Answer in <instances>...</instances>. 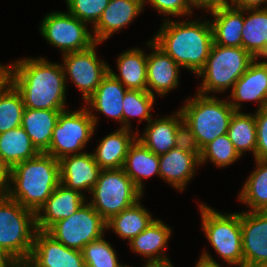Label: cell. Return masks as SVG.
I'll return each mask as SVG.
<instances>
[{"mask_svg":"<svg viewBox=\"0 0 267 267\" xmlns=\"http://www.w3.org/2000/svg\"><path fill=\"white\" fill-rule=\"evenodd\" d=\"M136 139L156 155H162L177 147L185 140L184 125L181 112L178 110L170 116L151 120L142 136Z\"/></svg>","mask_w":267,"mask_h":267,"instance_id":"16","label":"cell"},{"mask_svg":"<svg viewBox=\"0 0 267 267\" xmlns=\"http://www.w3.org/2000/svg\"><path fill=\"white\" fill-rule=\"evenodd\" d=\"M132 129L119 128L101 139L92 152L94 160L101 169L123 168L130 145L135 141L137 133Z\"/></svg>","mask_w":267,"mask_h":267,"instance_id":"24","label":"cell"},{"mask_svg":"<svg viewBox=\"0 0 267 267\" xmlns=\"http://www.w3.org/2000/svg\"><path fill=\"white\" fill-rule=\"evenodd\" d=\"M14 63L10 65L0 64V95L13 85Z\"/></svg>","mask_w":267,"mask_h":267,"instance_id":"42","label":"cell"},{"mask_svg":"<svg viewBox=\"0 0 267 267\" xmlns=\"http://www.w3.org/2000/svg\"><path fill=\"white\" fill-rule=\"evenodd\" d=\"M230 2V3H229ZM222 4L240 9L267 8V0H223ZM264 5V6H263ZM262 6V7H260Z\"/></svg>","mask_w":267,"mask_h":267,"instance_id":"41","label":"cell"},{"mask_svg":"<svg viewBox=\"0 0 267 267\" xmlns=\"http://www.w3.org/2000/svg\"><path fill=\"white\" fill-rule=\"evenodd\" d=\"M151 267H174L170 260L161 262H152Z\"/></svg>","mask_w":267,"mask_h":267,"instance_id":"47","label":"cell"},{"mask_svg":"<svg viewBox=\"0 0 267 267\" xmlns=\"http://www.w3.org/2000/svg\"><path fill=\"white\" fill-rule=\"evenodd\" d=\"M10 182V168L0 157V194H6Z\"/></svg>","mask_w":267,"mask_h":267,"instance_id":"43","label":"cell"},{"mask_svg":"<svg viewBox=\"0 0 267 267\" xmlns=\"http://www.w3.org/2000/svg\"><path fill=\"white\" fill-rule=\"evenodd\" d=\"M144 6L147 2L161 15L186 16L192 15L193 7L187 0H143Z\"/></svg>","mask_w":267,"mask_h":267,"instance_id":"39","label":"cell"},{"mask_svg":"<svg viewBox=\"0 0 267 267\" xmlns=\"http://www.w3.org/2000/svg\"><path fill=\"white\" fill-rule=\"evenodd\" d=\"M194 267H222L220 266L214 259L213 256L210 255V253L203 251V253L200 256V259L196 263Z\"/></svg>","mask_w":267,"mask_h":267,"instance_id":"45","label":"cell"},{"mask_svg":"<svg viewBox=\"0 0 267 267\" xmlns=\"http://www.w3.org/2000/svg\"><path fill=\"white\" fill-rule=\"evenodd\" d=\"M146 44L152 48L147 54V91L164 96L179 85L180 66L152 40Z\"/></svg>","mask_w":267,"mask_h":267,"instance_id":"18","label":"cell"},{"mask_svg":"<svg viewBox=\"0 0 267 267\" xmlns=\"http://www.w3.org/2000/svg\"><path fill=\"white\" fill-rule=\"evenodd\" d=\"M39 153L21 126L0 134V157L9 168Z\"/></svg>","mask_w":267,"mask_h":267,"instance_id":"31","label":"cell"},{"mask_svg":"<svg viewBox=\"0 0 267 267\" xmlns=\"http://www.w3.org/2000/svg\"><path fill=\"white\" fill-rule=\"evenodd\" d=\"M242 48L255 59H267V8L245 9ZM249 13V14H248Z\"/></svg>","mask_w":267,"mask_h":267,"instance_id":"29","label":"cell"},{"mask_svg":"<svg viewBox=\"0 0 267 267\" xmlns=\"http://www.w3.org/2000/svg\"><path fill=\"white\" fill-rule=\"evenodd\" d=\"M155 95L148 91L128 89L123 98V128L130 129V118L139 117V122L146 120L147 124L152 120Z\"/></svg>","mask_w":267,"mask_h":267,"instance_id":"34","label":"cell"},{"mask_svg":"<svg viewBox=\"0 0 267 267\" xmlns=\"http://www.w3.org/2000/svg\"><path fill=\"white\" fill-rule=\"evenodd\" d=\"M63 110L24 109L21 127L30 137L32 144L40 153L50 146L54 127Z\"/></svg>","mask_w":267,"mask_h":267,"instance_id":"26","label":"cell"},{"mask_svg":"<svg viewBox=\"0 0 267 267\" xmlns=\"http://www.w3.org/2000/svg\"><path fill=\"white\" fill-rule=\"evenodd\" d=\"M258 60L254 59L249 64L232 87V101L229 99L228 102L235 111H240L242 101L258 102V110L267 107V61Z\"/></svg>","mask_w":267,"mask_h":267,"instance_id":"17","label":"cell"},{"mask_svg":"<svg viewBox=\"0 0 267 267\" xmlns=\"http://www.w3.org/2000/svg\"><path fill=\"white\" fill-rule=\"evenodd\" d=\"M39 29L47 43L60 49L62 54L83 51L96 43L87 23L68 11L48 13Z\"/></svg>","mask_w":267,"mask_h":267,"instance_id":"11","label":"cell"},{"mask_svg":"<svg viewBox=\"0 0 267 267\" xmlns=\"http://www.w3.org/2000/svg\"><path fill=\"white\" fill-rule=\"evenodd\" d=\"M213 16L210 21L213 33V44L231 47H242V28L244 9L220 4L208 10Z\"/></svg>","mask_w":267,"mask_h":267,"instance_id":"22","label":"cell"},{"mask_svg":"<svg viewBox=\"0 0 267 267\" xmlns=\"http://www.w3.org/2000/svg\"><path fill=\"white\" fill-rule=\"evenodd\" d=\"M95 43L90 48L63 54L62 66L67 77L82 92V98L86 101L101 83V80L109 72V65L97 57Z\"/></svg>","mask_w":267,"mask_h":267,"instance_id":"12","label":"cell"},{"mask_svg":"<svg viewBox=\"0 0 267 267\" xmlns=\"http://www.w3.org/2000/svg\"><path fill=\"white\" fill-rule=\"evenodd\" d=\"M172 230L159 219H154L147 228L129 241L130 249L147 258V262L169 260L164 250L171 237ZM164 252V253H163Z\"/></svg>","mask_w":267,"mask_h":267,"instance_id":"25","label":"cell"},{"mask_svg":"<svg viewBox=\"0 0 267 267\" xmlns=\"http://www.w3.org/2000/svg\"><path fill=\"white\" fill-rule=\"evenodd\" d=\"M25 105L14 85L0 95V134L21 126Z\"/></svg>","mask_w":267,"mask_h":267,"instance_id":"35","label":"cell"},{"mask_svg":"<svg viewBox=\"0 0 267 267\" xmlns=\"http://www.w3.org/2000/svg\"><path fill=\"white\" fill-rule=\"evenodd\" d=\"M28 260L34 267H85L82 251L68 248L39 230Z\"/></svg>","mask_w":267,"mask_h":267,"instance_id":"15","label":"cell"},{"mask_svg":"<svg viewBox=\"0 0 267 267\" xmlns=\"http://www.w3.org/2000/svg\"><path fill=\"white\" fill-rule=\"evenodd\" d=\"M164 19L151 39L181 68L197 75L204 67L213 44L210 20L169 21Z\"/></svg>","mask_w":267,"mask_h":267,"instance_id":"2","label":"cell"},{"mask_svg":"<svg viewBox=\"0 0 267 267\" xmlns=\"http://www.w3.org/2000/svg\"><path fill=\"white\" fill-rule=\"evenodd\" d=\"M122 267H131V266H125V265L123 264ZM143 267H151V263H150V262H145V264H144Z\"/></svg>","mask_w":267,"mask_h":267,"instance_id":"49","label":"cell"},{"mask_svg":"<svg viewBox=\"0 0 267 267\" xmlns=\"http://www.w3.org/2000/svg\"><path fill=\"white\" fill-rule=\"evenodd\" d=\"M106 221L86 201L70 217L57 221L46 232L66 247L82 251L88 243L104 236Z\"/></svg>","mask_w":267,"mask_h":267,"instance_id":"10","label":"cell"},{"mask_svg":"<svg viewBox=\"0 0 267 267\" xmlns=\"http://www.w3.org/2000/svg\"><path fill=\"white\" fill-rule=\"evenodd\" d=\"M13 85L26 108L66 110V81L62 64L44 58L14 61Z\"/></svg>","mask_w":267,"mask_h":267,"instance_id":"1","label":"cell"},{"mask_svg":"<svg viewBox=\"0 0 267 267\" xmlns=\"http://www.w3.org/2000/svg\"><path fill=\"white\" fill-rule=\"evenodd\" d=\"M257 147L255 150V159L267 160V107L255 111Z\"/></svg>","mask_w":267,"mask_h":267,"instance_id":"40","label":"cell"},{"mask_svg":"<svg viewBox=\"0 0 267 267\" xmlns=\"http://www.w3.org/2000/svg\"><path fill=\"white\" fill-rule=\"evenodd\" d=\"M197 166H200L199 151L187 140L159 155L160 177L181 192L194 177Z\"/></svg>","mask_w":267,"mask_h":267,"instance_id":"14","label":"cell"},{"mask_svg":"<svg viewBox=\"0 0 267 267\" xmlns=\"http://www.w3.org/2000/svg\"><path fill=\"white\" fill-rule=\"evenodd\" d=\"M193 8L208 10L215 8L222 4L223 0H187Z\"/></svg>","mask_w":267,"mask_h":267,"instance_id":"44","label":"cell"},{"mask_svg":"<svg viewBox=\"0 0 267 267\" xmlns=\"http://www.w3.org/2000/svg\"><path fill=\"white\" fill-rule=\"evenodd\" d=\"M59 163L61 184L81 194L84 190L91 193L102 170L94 160L92 153L67 155L62 157Z\"/></svg>","mask_w":267,"mask_h":267,"instance_id":"20","label":"cell"},{"mask_svg":"<svg viewBox=\"0 0 267 267\" xmlns=\"http://www.w3.org/2000/svg\"><path fill=\"white\" fill-rule=\"evenodd\" d=\"M254 59L242 47L212 44L204 67L197 74L203 78L197 93L209 96L232 89Z\"/></svg>","mask_w":267,"mask_h":267,"instance_id":"5","label":"cell"},{"mask_svg":"<svg viewBox=\"0 0 267 267\" xmlns=\"http://www.w3.org/2000/svg\"><path fill=\"white\" fill-rule=\"evenodd\" d=\"M98 116L87 106L75 111H61L54 127L49 148L44 152L60 160L67 155L81 154L94 135Z\"/></svg>","mask_w":267,"mask_h":267,"instance_id":"9","label":"cell"},{"mask_svg":"<svg viewBox=\"0 0 267 267\" xmlns=\"http://www.w3.org/2000/svg\"><path fill=\"white\" fill-rule=\"evenodd\" d=\"M86 199V200H85ZM87 201L86 195L59 184L36 213V227L47 231L57 221L70 217Z\"/></svg>","mask_w":267,"mask_h":267,"instance_id":"19","label":"cell"},{"mask_svg":"<svg viewBox=\"0 0 267 267\" xmlns=\"http://www.w3.org/2000/svg\"><path fill=\"white\" fill-rule=\"evenodd\" d=\"M123 170L143 193V179L153 175L160 177L159 155L144 146L139 140L130 145L124 162Z\"/></svg>","mask_w":267,"mask_h":267,"instance_id":"28","label":"cell"},{"mask_svg":"<svg viewBox=\"0 0 267 267\" xmlns=\"http://www.w3.org/2000/svg\"><path fill=\"white\" fill-rule=\"evenodd\" d=\"M202 229L212 248L228 265L244 267L241 212L220 213L201 203Z\"/></svg>","mask_w":267,"mask_h":267,"instance_id":"7","label":"cell"},{"mask_svg":"<svg viewBox=\"0 0 267 267\" xmlns=\"http://www.w3.org/2000/svg\"><path fill=\"white\" fill-rule=\"evenodd\" d=\"M256 168L250 173L239 193V201L250 211H267V160L255 159Z\"/></svg>","mask_w":267,"mask_h":267,"instance_id":"33","label":"cell"},{"mask_svg":"<svg viewBox=\"0 0 267 267\" xmlns=\"http://www.w3.org/2000/svg\"><path fill=\"white\" fill-rule=\"evenodd\" d=\"M154 219L138 200L132 206L106 221V230L111 229L121 238L131 241L144 231Z\"/></svg>","mask_w":267,"mask_h":267,"instance_id":"30","label":"cell"},{"mask_svg":"<svg viewBox=\"0 0 267 267\" xmlns=\"http://www.w3.org/2000/svg\"><path fill=\"white\" fill-rule=\"evenodd\" d=\"M119 74L109 67V73L127 89L147 91V54L140 48L121 53L117 59Z\"/></svg>","mask_w":267,"mask_h":267,"instance_id":"27","label":"cell"},{"mask_svg":"<svg viewBox=\"0 0 267 267\" xmlns=\"http://www.w3.org/2000/svg\"><path fill=\"white\" fill-rule=\"evenodd\" d=\"M110 0H65L68 12L79 20L92 24L98 22Z\"/></svg>","mask_w":267,"mask_h":267,"instance_id":"38","label":"cell"},{"mask_svg":"<svg viewBox=\"0 0 267 267\" xmlns=\"http://www.w3.org/2000/svg\"><path fill=\"white\" fill-rule=\"evenodd\" d=\"M11 267H34L29 260H17Z\"/></svg>","mask_w":267,"mask_h":267,"instance_id":"48","label":"cell"},{"mask_svg":"<svg viewBox=\"0 0 267 267\" xmlns=\"http://www.w3.org/2000/svg\"><path fill=\"white\" fill-rule=\"evenodd\" d=\"M60 184V163L49 154L20 162L10 168L6 195L37 213Z\"/></svg>","mask_w":267,"mask_h":267,"instance_id":"3","label":"cell"},{"mask_svg":"<svg viewBox=\"0 0 267 267\" xmlns=\"http://www.w3.org/2000/svg\"><path fill=\"white\" fill-rule=\"evenodd\" d=\"M128 89L109 72L101 80L96 91L85 101L90 114L98 111L107 117L118 120L123 128V98ZM91 107V109H90Z\"/></svg>","mask_w":267,"mask_h":267,"instance_id":"23","label":"cell"},{"mask_svg":"<svg viewBox=\"0 0 267 267\" xmlns=\"http://www.w3.org/2000/svg\"><path fill=\"white\" fill-rule=\"evenodd\" d=\"M143 0H110L100 19L93 26L95 42L102 43L130 24L141 12Z\"/></svg>","mask_w":267,"mask_h":267,"instance_id":"21","label":"cell"},{"mask_svg":"<svg viewBox=\"0 0 267 267\" xmlns=\"http://www.w3.org/2000/svg\"><path fill=\"white\" fill-rule=\"evenodd\" d=\"M199 156L200 165L205 164L209 160L218 168L229 166L241 157L227 134L218 136L214 141L205 145L199 151Z\"/></svg>","mask_w":267,"mask_h":267,"instance_id":"36","label":"cell"},{"mask_svg":"<svg viewBox=\"0 0 267 267\" xmlns=\"http://www.w3.org/2000/svg\"><path fill=\"white\" fill-rule=\"evenodd\" d=\"M227 136L240 156L250 151L255 157L257 147L255 114L235 111L229 122Z\"/></svg>","mask_w":267,"mask_h":267,"instance_id":"32","label":"cell"},{"mask_svg":"<svg viewBox=\"0 0 267 267\" xmlns=\"http://www.w3.org/2000/svg\"><path fill=\"white\" fill-rule=\"evenodd\" d=\"M85 267H122L112 245L101 238L94 240L82 249Z\"/></svg>","mask_w":267,"mask_h":267,"instance_id":"37","label":"cell"},{"mask_svg":"<svg viewBox=\"0 0 267 267\" xmlns=\"http://www.w3.org/2000/svg\"><path fill=\"white\" fill-rule=\"evenodd\" d=\"M244 267H267V211L241 212Z\"/></svg>","mask_w":267,"mask_h":267,"instance_id":"13","label":"cell"},{"mask_svg":"<svg viewBox=\"0 0 267 267\" xmlns=\"http://www.w3.org/2000/svg\"><path fill=\"white\" fill-rule=\"evenodd\" d=\"M90 194L92 200L88 203L105 221L143 197V193L126 175L123 168L102 169Z\"/></svg>","mask_w":267,"mask_h":267,"instance_id":"8","label":"cell"},{"mask_svg":"<svg viewBox=\"0 0 267 267\" xmlns=\"http://www.w3.org/2000/svg\"><path fill=\"white\" fill-rule=\"evenodd\" d=\"M36 231V213L0 194V247L16 260H28Z\"/></svg>","mask_w":267,"mask_h":267,"instance_id":"6","label":"cell"},{"mask_svg":"<svg viewBox=\"0 0 267 267\" xmlns=\"http://www.w3.org/2000/svg\"><path fill=\"white\" fill-rule=\"evenodd\" d=\"M16 261L10 253L0 247V267H11Z\"/></svg>","mask_w":267,"mask_h":267,"instance_id":"46","label":"cell"},{"mask_svg":"<svg viewBox=\"0 0 267 267\" xmlns=\"http://www.w3.org/2000/svg\"><path fill=\"white\" fill-rule=\"evenodd\" d=\"M195 95L186 99L179 111L183 118L185 140L200 151L218 136L227 134L235 110L226 99L199 93Z\"/></svg>","mask_w":267,"mask_h":267,"instance_id":"4","label":"cell"}]
</instances>
